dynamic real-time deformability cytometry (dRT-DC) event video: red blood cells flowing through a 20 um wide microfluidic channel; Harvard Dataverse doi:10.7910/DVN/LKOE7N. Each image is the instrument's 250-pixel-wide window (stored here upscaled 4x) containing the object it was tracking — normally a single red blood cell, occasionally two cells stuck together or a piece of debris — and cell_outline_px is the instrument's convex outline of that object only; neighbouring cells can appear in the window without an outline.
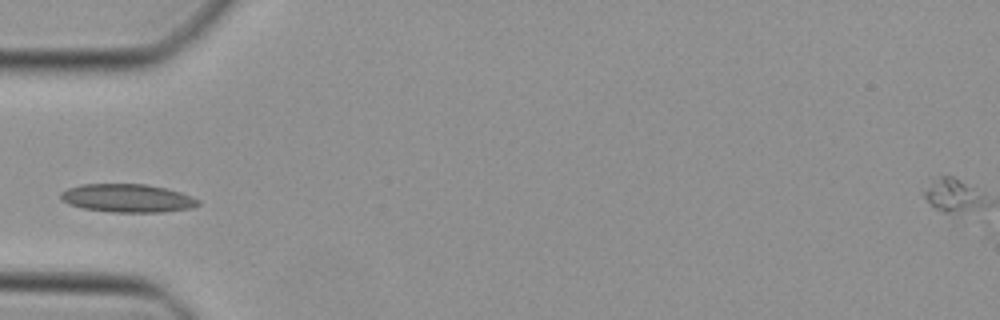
{"species": "Egyptian fruit bat (a non-hibernating species)", "species_latin": "Rousettus aegyptiacus", "temperature_condition": "cold", "stored_images_in_passage": 33, "camera_frame_rate_fps": 3000, "um_per_image_px": 0.085, "animal": {"sex": "female"}, "frame": {"image": 1, "passage_image": 1, "time_ms": 0.0, "image_size_px": [1000, 320], "cell_outline_px": [[200, 204], [192, 208], [160, 212], [112, 212], [84, 208], [68, 204], [60, 196], [60, 192], [68, 188], [80, 184], [144, 184], [164, 188], [180, 192], [192, 196], [200, 200]], "centroid_in_image_um": [10.84, 16.84], "position_along_channel_um": 74.2, "area_um2": 22.54}}
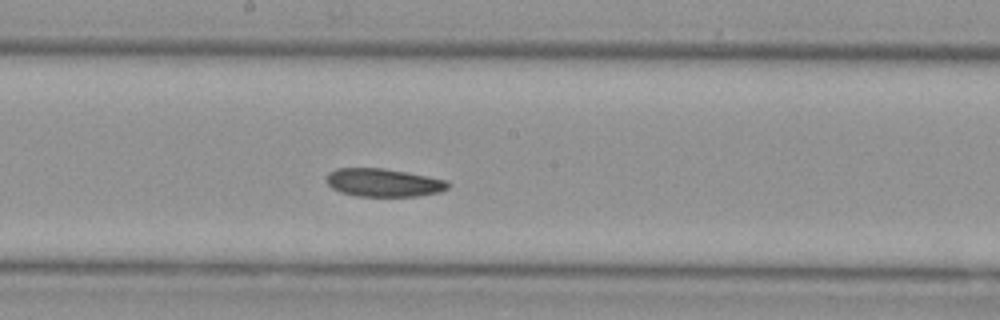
{"frame": {"image": 2, "passage_image": 11, "time_ms": 3.333, "image_size_px": [1000, 320], "cell_outline_px": [[448, 188], [440, 192], [416, 196], [356, 196], [340, 192], [332, 188], [324, 180], [328, 172], [336, 168], [384, 168], [428, 176], [448, 180]], "centroid_in_image_um": [32.56, 15.52], "position_along_channel_um": 215.6, "area_um2": 20.06}}
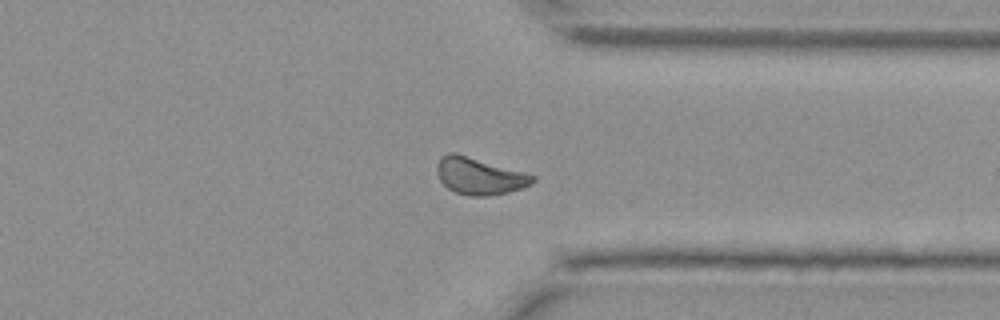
{"frame": {"image": 3, "passage_image": 22, "time_ms": 7.0, "image_size_px": [1000, 320], "cell_outline_px": [[536, 180], [532, 184], [508, 192], [488, 196], [468, 196], [456, 192], [448, 188], [440, 180], [436, 172], [436, 164], [440, 156], [448, 152], [456, 152], [524, 172], [536, 176]], "centroid_in_image_um": [40.72, 14.95], "position_along_channel_um": 370.7, "area_um2": 20.75}}